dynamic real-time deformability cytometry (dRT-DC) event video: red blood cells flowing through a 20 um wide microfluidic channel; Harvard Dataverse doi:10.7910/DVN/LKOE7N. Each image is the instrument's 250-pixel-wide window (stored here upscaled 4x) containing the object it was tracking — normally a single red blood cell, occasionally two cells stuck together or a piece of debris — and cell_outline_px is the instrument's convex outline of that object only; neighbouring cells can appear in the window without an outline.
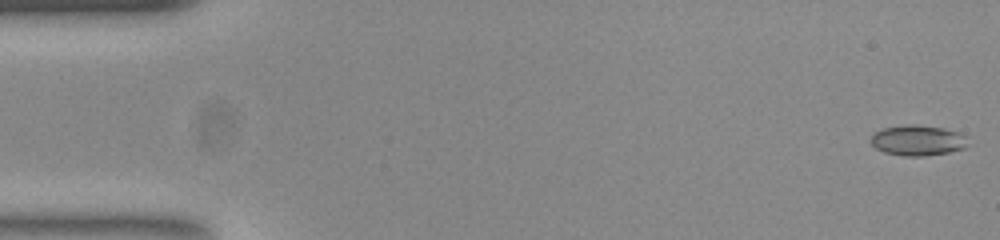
{"species": "common noctule bat (a hibernating species)", "species_latin": "Nyctalus noctula", "temperature_condition": "room temperature", "stored_images_in_passage": 54, "camera_frame_rate_fps": 3000, "um_per_image_px": 0.085, "animal": {"sex": "female", "body_mass_g": 23.0, "forearm_length_mm": 53.4}, "frame": {"image": 1, "passage_image": 1, "time_ms": 0.0, "image_size_px": [1000, 240], "cell_outline_px": [[964, 148], [948, 152], [924, 156], [904, 156], [884, 152], [876, 148], [872, 144], [872, 136], [876, 132], [884, 128], [940, 128], [956, 132], [964, 136]], "centroid_in_image_um": [77.97, 12.01], "position_along_channel_um": 7.0, "area_um2": 15.78}}
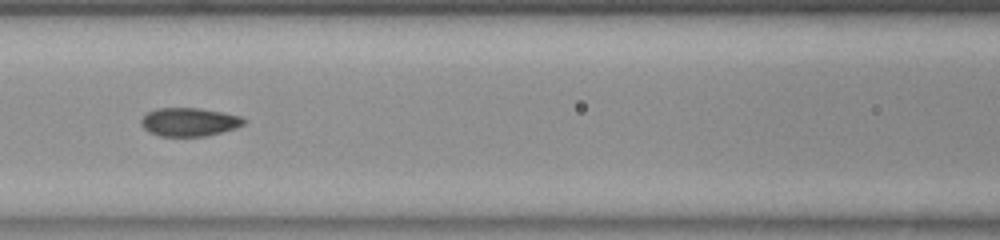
{"frame": {"image": 2, "passage_image": 23, "time_ms": 7.333, "image_size_px": [1000, 240], "cell_outline_px": [[248, 120], [244, 124], [236, 128], [204, 136], [160, 136], [148, 132], [140, 124], [140, 120], [148, 112], [156, 108], [200, 108], [240, 116]], "centroid_in_image_um": [16.07, 10.37], "position_along_channel_um": 150.5, "area_um2": 16.99}}
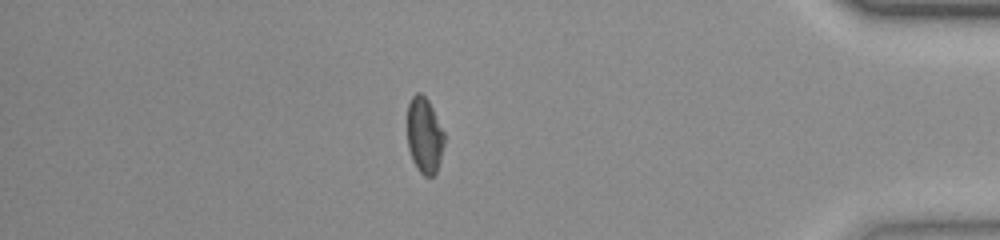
{"frame": {"image": 3, "passage_image": 46, "time_ms": 15.0, "image_size_px": [1000, 240], "cell_outline_px": [[444, 144], [440, 160], [436, 172], [432, 176], [424, 176], [420, 172], [412, 160], [408, 148], [408, 104], [412, 96], [416, 92], [420, 92], [428, 100], [444, 132]], "centroid_in_image_um": [36.07, 11.51], "position_along_channel_um": 399.1, "area_um2": 16.24}, "authors_computed_cell_mechanics": {"area_um2": 16.9354, "velocity_mm_per_s": 3.7798, "shape_relaxation_time_tau1_ms": null, "shape_relaxation_time_tau2_ms": 1.2174, "deformation_change_tau1": null, "deformation_change_tau2": 0.0568}}